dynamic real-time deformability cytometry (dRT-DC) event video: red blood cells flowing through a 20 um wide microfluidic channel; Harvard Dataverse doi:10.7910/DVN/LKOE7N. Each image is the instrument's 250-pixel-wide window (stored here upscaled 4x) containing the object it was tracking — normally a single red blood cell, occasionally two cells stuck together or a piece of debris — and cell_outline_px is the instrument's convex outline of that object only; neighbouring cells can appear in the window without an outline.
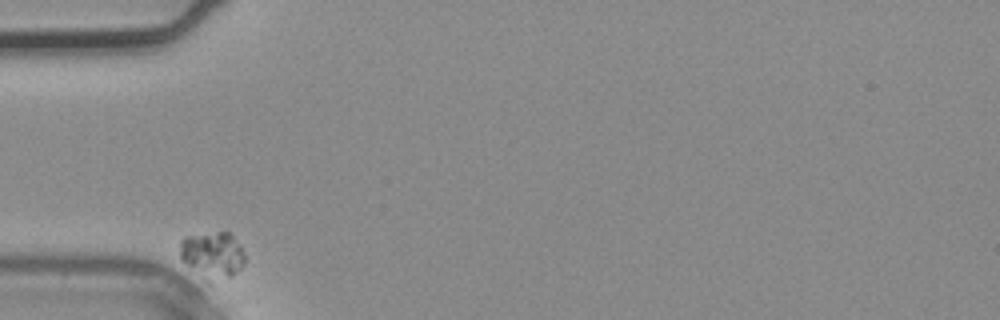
{"species": "common noctule bat (a hibernating species)", "species_latin": "Nyctalus noctula", "temperature_condition": "warm", "stored_images_in_passage": 2, "camera_frame_rate_fps": 3000, "um_per_image_px": 0.085, "animal": {"sex": "male", "body_mass_g": 20.4}, "frame": {"image": 1, "passage_image": 1, "time_ms": 0.0, "image_size_px": [1000, 320], "cell_outline_px": [[244, 264], [232, 276], [228, 276], [188, 264], [180, 260], [180, 240], [184, 236], [220, 232], [228, 232], [240, 244], [244, 252]], "centroid_in_image_um": [18.1, 21.47], "position_along_channel_um": 66.9, "area_um2": 15.61}}
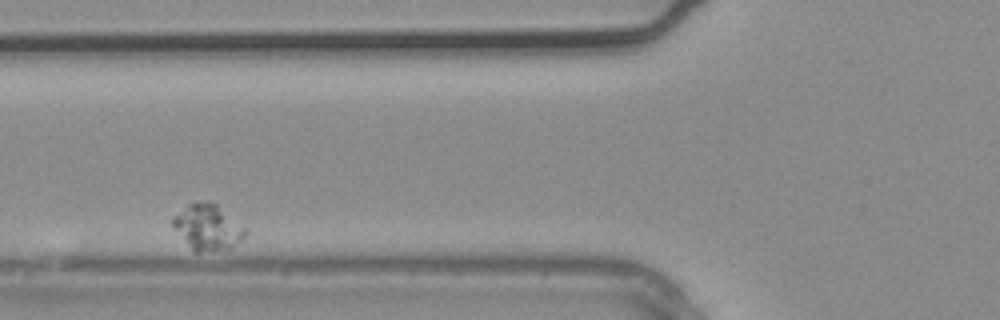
{"frame": {"image": 2, "passage_image": 2, "time_ms": 0.333, "image_size_px": [1000, 320], "cell_outline_px": [[248, 232], [240, 240], [228, 248], [200, 252], [196, 252], [192, 248], [172, 224], [172, 216], [188, 204], [196, 200], [208, 200], [216, 204], [248, 228]], "centroid_in_image_um": [17.68, 19.25], "position_along_channel_um": 108.1, "area_um2": 19.07}}